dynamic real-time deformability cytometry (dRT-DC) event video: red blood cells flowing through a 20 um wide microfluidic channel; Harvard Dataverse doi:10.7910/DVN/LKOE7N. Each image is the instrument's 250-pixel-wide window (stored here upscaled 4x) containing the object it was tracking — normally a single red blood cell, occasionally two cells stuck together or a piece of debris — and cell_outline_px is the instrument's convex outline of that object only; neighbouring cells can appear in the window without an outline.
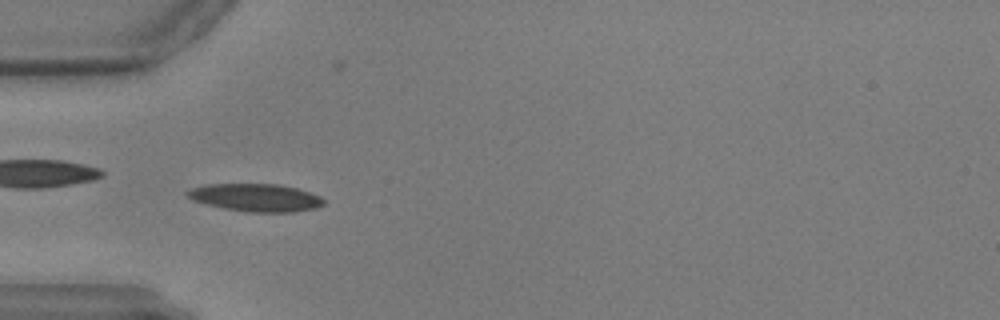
{"species": "common noctule bat (a hibernating species)", "species_latin": "Nyctalus noctula", "temperature_condition": "warm", "stored_images_in_passage": 59, "camera_frame_rate_fps": 3000, "um_per_image_px": 0.085, "animal": {"sex": "male", "body_mass_g": 17.9, "forearm_length_mm": 54.2}, "frame": {"image": 1, "passage_image": 18, "time_ms": 5.667, "image_size_px": [1000, 320], "cell_outline_px": [[324, 204], [316, 208], [296, 212], [244, 212], [224, 208], [192, 200], [184, 192], [192, 188], [208, 184], [280, 184], [296, 188], [320, 196], [324, 200]], "centroid_in_image_um": [21.75, 16.8], "position_along_channel_um": 63.2, "area_um2": 22.02}}
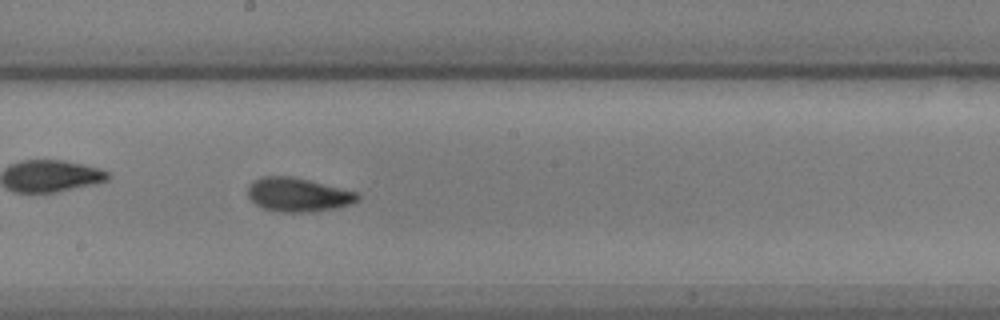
{"frame": {"image": 2, "passage_image": 32, "time_ms": 10.333, "image_size_px": [1000, 320], "cell_outline_px": [[360, 200], [352, 204], [336, 208], [308, 212], [280, 212], [264, 208], [256, 204], [248, 196], [248, 184], [264, 176], [292, 176], [356, 192], [360, 196]], "centroid_in_image_um": [25.34, 16.56], "position_along_channel_um": 222.9, "area_um2": 21.5}}
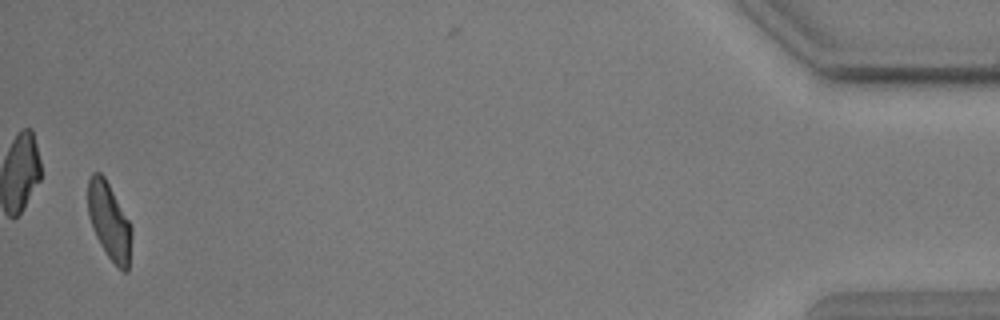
{"frame": {"image": 3, "passage_image": 57, "time_ms": 18.667, "image_size_px": [1000, 320], "cell_outline_px": [[132, 236], [128, 272], [124, 272], [108, 256], [100, 244], [92, 228], [88, 216], [88, 180], [92, 172], [100, 172], [104, 176], [132, 224]], "centroid_in_image_um": [9.3, 18.79], "position_along_channel_um": 425.9, "area_um2": 19.71}}